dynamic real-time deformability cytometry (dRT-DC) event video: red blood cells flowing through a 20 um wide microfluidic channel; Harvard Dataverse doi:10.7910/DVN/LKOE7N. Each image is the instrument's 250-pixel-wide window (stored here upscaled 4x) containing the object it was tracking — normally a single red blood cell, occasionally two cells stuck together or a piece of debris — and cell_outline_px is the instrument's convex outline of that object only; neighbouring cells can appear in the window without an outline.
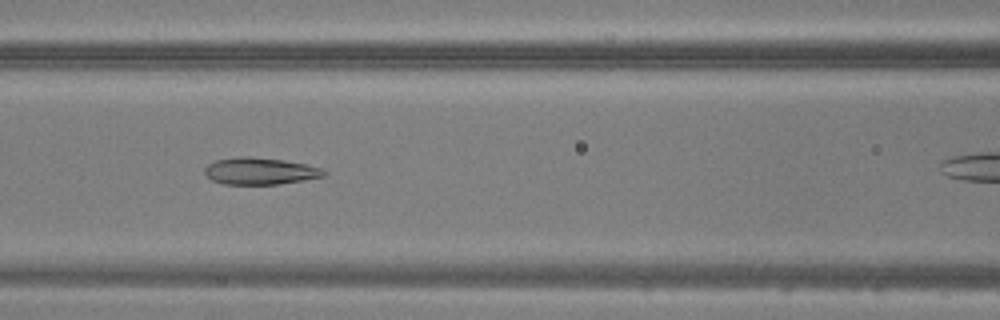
{"species": "common noctule bat (a hibernating species)", "species_latin": "Nyctalus noctula", "temperature_condition": "warm", "stored_images_in_passage": 26, "camera_frame_rate_fps": 3000, "um_per_image_px": 0.085, "animal": {"sex": "male", "body_mass_g": 20.5, "forearm_length_mm": 52.5}, "frame": {"image": 1, "passage_image": 14, "time_ms": 4.333, "image_size_px": [1000, 320], "cell_outline_px": [[328, 176], [304, 180], [276, 184], [224, 184], [212, 180], [204, 172], [204, 168], [208, 164], [216, 160], [240, 156], [248, 156], [284, 160], [304, 164], [320, 168], [328, 172]], "centroid_in_image_um": [22.12, 14.54], "position_along_channel_um": 144.5, "area_um2": 18.67}}
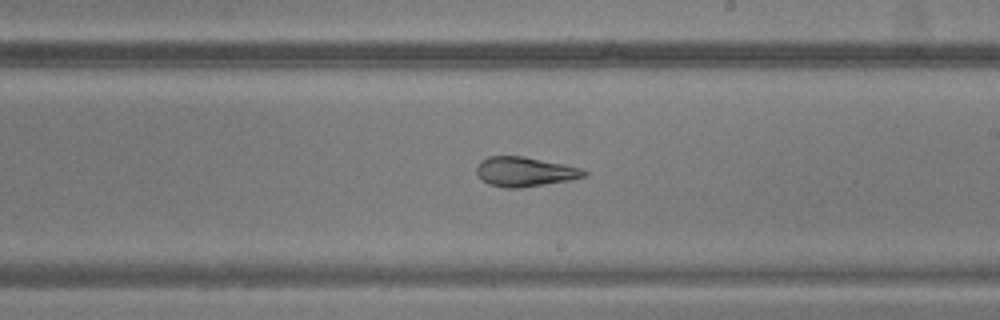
{"frame": {"image": 2, "passage_image": 21, "time_ms": 6.667, "image_size_px": [1000, 320], "cell_outline_px": [[588, 176], [568, 180], [520, 188], [504, 188], [488, 184], [476, 172], [476, 164], [480, 160], [488, 156], [524, 156], [564, 164], [580, 168], [588, 172]], "centroid_in_image_um": [44.59, 14.59], "position_along_channel_um": 244.4, "area_um2": 18.55}}
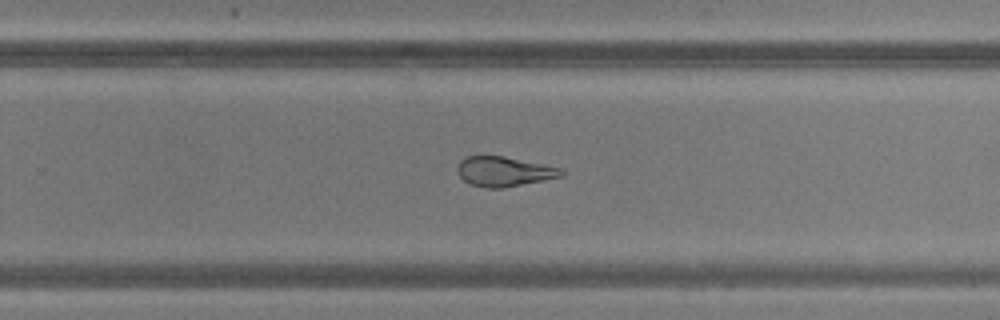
{"frame": {"image": 3, "passage_image": 24, "time_ms": 7.667, "image_size_px": [1000, 320], "cell_outline_px": [[568, 172], [564, 176], [504, 188], [484, 188], [468, 184], [456, 172], [456, 168], [460, 160], [468, 156], [504, 156], [544, 164], [560, 168]], "centroid_in_image_um": [42.85, 14.58], "position_along_channel_um": 286.9, "area_um2": 18.32}}